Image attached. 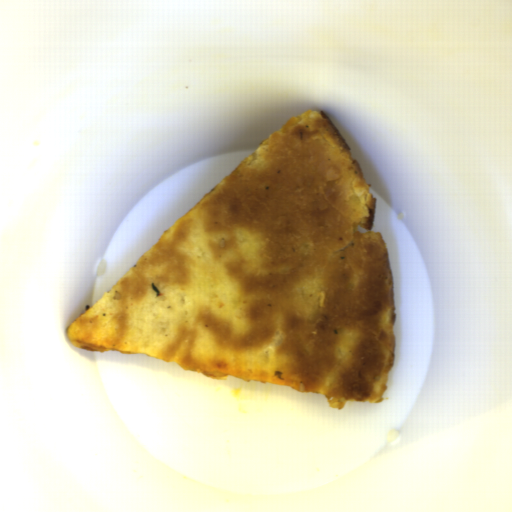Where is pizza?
<instances>
[{
	"label": "pizza",
	"instance_id": "1",
	"mask_svg": "<svg viewBox=\"0 0 512 512\" xmlns=\"http://www.w3.org/2000/svg\"><path fill=\"white\" fill-rule=\"evenodd\" d=\"M376 201L324 112L267 136L90 308L68 340L210 379L382 403L396 303Z\"/></svg>",
	"mask_w": 512,
	"mask_h": 512
}]
</instances>
